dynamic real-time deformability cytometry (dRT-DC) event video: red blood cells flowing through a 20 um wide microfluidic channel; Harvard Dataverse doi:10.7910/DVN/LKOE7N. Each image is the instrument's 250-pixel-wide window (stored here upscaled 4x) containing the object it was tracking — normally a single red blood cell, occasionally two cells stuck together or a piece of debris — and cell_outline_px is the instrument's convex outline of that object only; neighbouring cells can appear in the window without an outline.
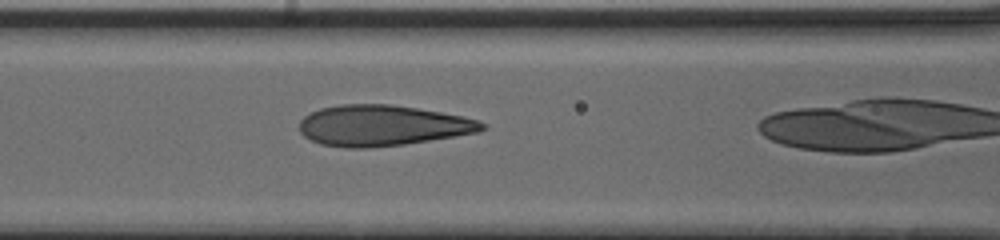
{"species": "human", "species_latin": "Homo sapiens", "temperature_condition": "cold", "stored_images_in_passage": 35, "camera_frame_rate_fps": 3000, "um_per_image_px": 0.085, "donor": {"sex": "male"}, "frame": {"image": 1, "passage_image": 15, "time_ms": 4.667, "image_size_px": [1000, 240], "cell_outline_px": [[488, 128], [476, 132], [404, 144], [368, 148], [348, 148], [320, 144], [304, 136], [300, 132], [300, 120], [304, 116], [320, 108], [340, 104], [388, 104], [416, 108], [464, 116], [476, 120], [484, 124]], "centroid_in_image_um": [32.46, 10.67], "position_along_channel_um": 134.1, "area_um2": 43.06}}
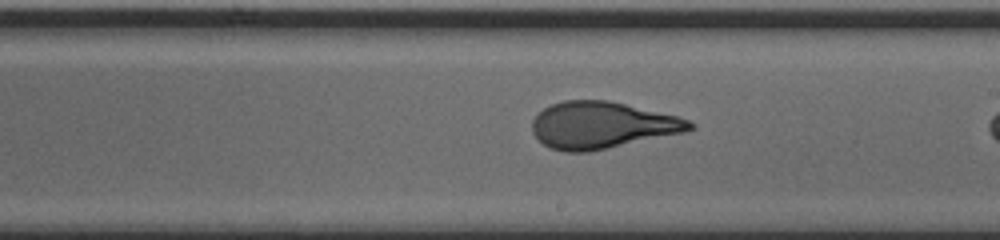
{"frame": {"image": 2, "passage_image": 23, "time_ms": 7.333, "image_size_px": [1000, 240], "cell_outline_px": [[696, 128], [684, 132], [608, 148], [588, 152], [564, 152], [552, 148], [544, 144], [532, 132], [532, 120], [544, 108], [552, 104], [564, 100], [608, 100], [676, 116], [688, 120], [696, 124]], "centroid_in_image_um": [51.16, 10.64], "position_along_channel_um": 237.8, "area_um2": 42.6}}
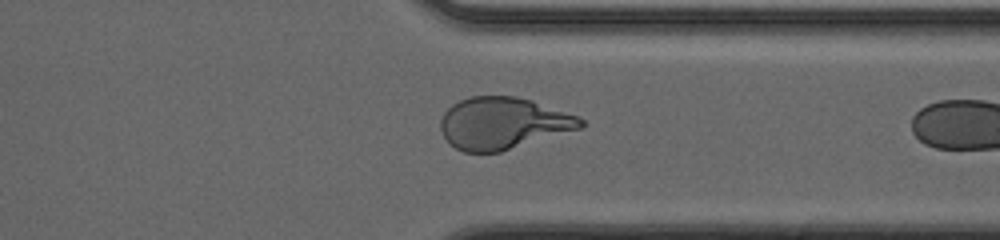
{"frame": {"image": 3, "passage_image": 33, "time_ms": 10.667, "image_size_px": [1000, 240], "cell_outline_px": [[584, 128], [500, 152], [464, 152], [448, 144], [440, 128], [440, 120], [444, 112], [452, 104], [460, 100], [472, 96], [516, 96], [532, 100], [576, 116], [584, 120]], "centroid_in_image_um": [42.75, 10.48], "position_along_channel_um": 368.7, "area_um2": 42.48}}